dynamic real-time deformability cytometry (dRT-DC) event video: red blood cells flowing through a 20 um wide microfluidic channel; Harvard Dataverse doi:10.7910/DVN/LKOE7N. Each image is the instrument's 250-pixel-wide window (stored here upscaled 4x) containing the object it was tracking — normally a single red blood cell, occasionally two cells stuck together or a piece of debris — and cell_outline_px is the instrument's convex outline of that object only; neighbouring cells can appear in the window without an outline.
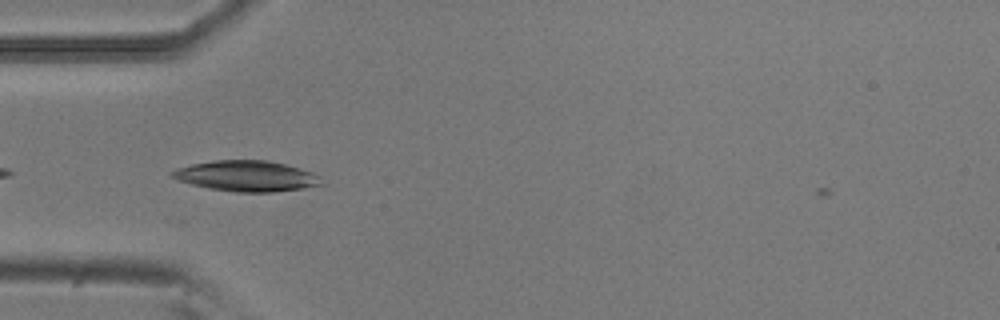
{"species": "common noctule bat (a hibernating species)", "species_latin": "Nyctalus noctula", "temperature_condition": "room temperature", "stored_images_in_passage": 7, "camera_frame_rate_fps": 3000, "um_per_image_px": 0.085, "animal": {"sex": "male", "body_mass_g": 20.5, "forearm_length_mm": 52.5}, "frame": {"image": 1, "passage_image": 5, "time_ms": 1.333, "image_size_px": [1000, 320], "cell_outline_px": [[324, 184], [304, 188], [272, 192], [236, 192], [208, 188], [176, 180], [168, 176], [168, 172], [176, 168], [192, 164], [212, 160], [268, 160], [300, 168], [312, 172], [320, 176]], "centroid_in_image_um": [20.92, 14.96], "position_along_channel_um": 64.1, "area_um2": 26.93}}
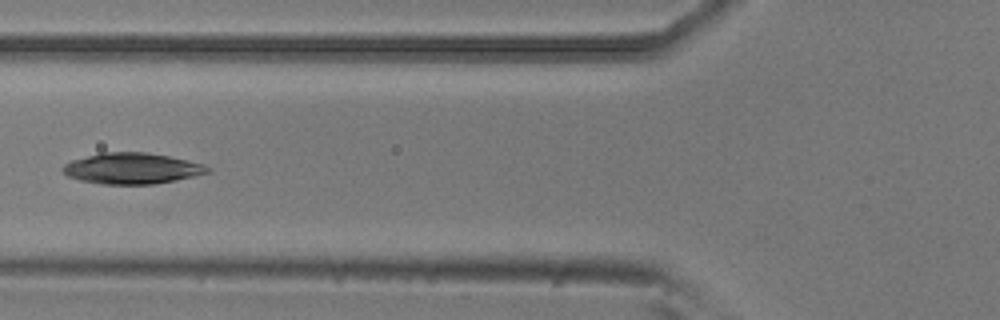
{"frame": {"image": 2, "passage_image": 6, "time_ms": 1.667, "image_size_px": [1000, 320], "cell_outline_px": [[212, 172], [176, 180], [152, 184], [104, 184], [80, 180], [68, 176], [60, 168], [64, 164], [72, 160], [100, 152], [148, 152], [188, 160], [204, 164], [212, 168]], "centroid_in_image_um": [11.24, 14.31], "position_along_channel_um": 114.6, "area_um2": 26.24}}
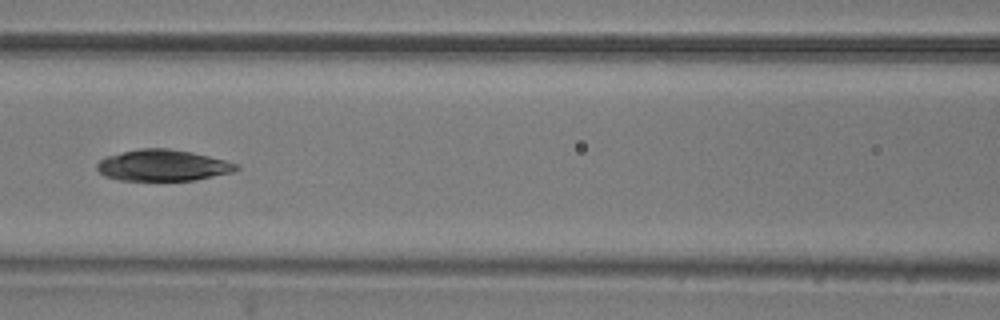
{"frame": {"image": 3, "passage_image": 7, "time_ms": 2.0, "image_size_px": [1000, 320], "cell_outline_px": [[240, 168], [232, 172], [196, 180], [120, 180], [104, 176], [96, 168], [96, 164], [100, 160], [108, 156], [140, 148], [168, 148], [192, 152], [240, 164]], "centroid_in_image_um": [13.86, 14.06], "position_along_channel_um": 152.7, "area_um2": 25.26}}